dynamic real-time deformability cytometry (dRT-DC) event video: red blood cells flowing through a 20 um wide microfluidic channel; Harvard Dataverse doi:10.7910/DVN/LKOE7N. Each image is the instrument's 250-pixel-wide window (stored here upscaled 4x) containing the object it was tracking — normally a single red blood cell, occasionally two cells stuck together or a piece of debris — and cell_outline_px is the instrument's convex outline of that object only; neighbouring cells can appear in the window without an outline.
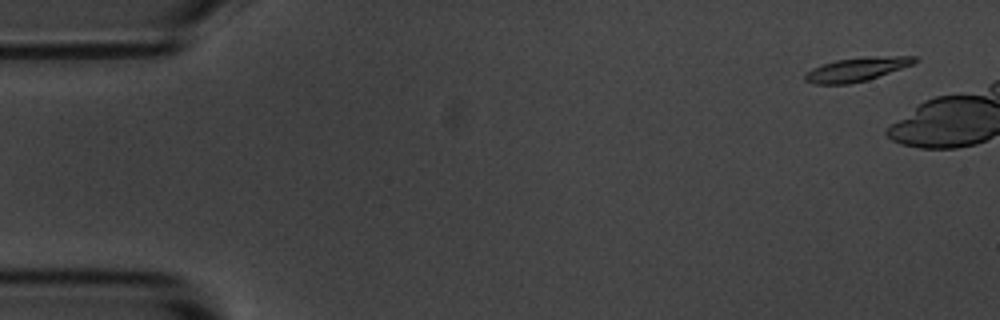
{"species": "common noctule bat (a hibernating species)", "species_latin": "Nyctalus noctula", "temperature_condition": "room temperature", "stored_images_in_passage": 5, "camera_frame_rate_fps": 3000, "um_per_image_px": 0.085, "animal": {"sex": "male", "body_mass_g": 20.1, "forearm_length_mm": 53.5}, "frame": {"image": 1, "passage_image": 1, "time_ms": 0.0, "image_size_px": [1000, 320], "cell_outline_px": [[920, 60], [912, 64], [868, 80], [848, 84], [812, 84], [804, 80], [804, 76], [812, 68], [836, 60], [892, 56], [916, 56]], "centroid_in_image_um": [72.81, 5.91], "position_along_channel_um": 12.2, "area_um2": 14.8}}